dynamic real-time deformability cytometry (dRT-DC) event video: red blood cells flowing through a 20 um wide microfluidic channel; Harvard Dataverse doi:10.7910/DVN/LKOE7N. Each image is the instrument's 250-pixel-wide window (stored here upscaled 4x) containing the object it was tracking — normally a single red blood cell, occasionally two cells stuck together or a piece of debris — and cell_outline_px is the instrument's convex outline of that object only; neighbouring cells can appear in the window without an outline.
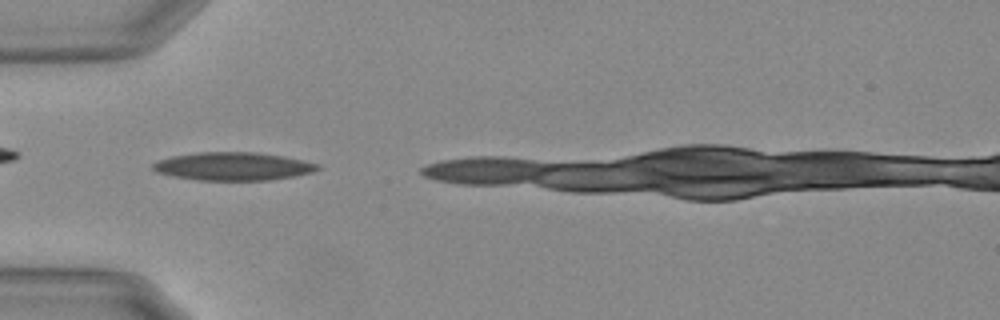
{"species": "Egyptian fruit bat (a non-hibernating species)", "species_latin": "Rousettus aegyptiacus", "temperature_condition": "warm", "stored_images_in_passage": 5, "camera_frame_rate_fps": 3000, "um_per_image_px": 0.085, "animal": {"sex": "female"}, "frame": {"image": 1, "passage_image": 2, "time_ms": 0.333, "image_size_px": [1000, 320], "cell_outline_px": [[320, 168], [312, 172], [292, 176], [268, 180], [196, 180], [172, 176], [160, 172], [152, 168], [152, 164], [160, 160], [172, 156], [196, 152], [252, 152], [280, 156], [300, 160], [316, 164]], "centroid_in_image_um": [19.76, 14.14], "position_along_channel_um": 65.2, "area_um2": 26.47}}